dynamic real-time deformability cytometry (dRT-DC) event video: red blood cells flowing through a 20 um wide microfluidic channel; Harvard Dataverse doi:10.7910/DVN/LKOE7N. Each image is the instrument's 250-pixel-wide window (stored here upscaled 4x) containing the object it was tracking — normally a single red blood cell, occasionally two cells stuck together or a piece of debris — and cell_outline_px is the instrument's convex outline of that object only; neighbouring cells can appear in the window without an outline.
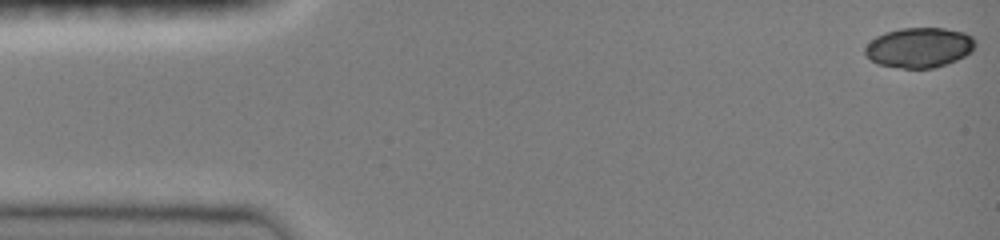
{"species": "common noctule bat (a hibernating species)", "species_latin": "Nyctalus noctula", "temperature_condition": "room temperature", "stored_images_in_passage": 45, "camera_frame_rate_fps": 3000, "um_per_image_px": 0.085, "animal": {"sex": "female", "body_mass_g": 19.0, "forearm_length_mm": 51.5}, "frame": {"image": 1, "passage_image": 1, "time_ms": 0.0, "image_size_px": [1000, 240], "cell_outline_px": [[976, 44], [972, 52], [956, 60], [932, 68], [900, 68], [876, 64], [864, 52], [864, 48], [876, 36], [884, 32], [900, 28], [944, 28], [964, 32], [972, 36], [976, 40]], "centroid_in_image_um": [78.15, 4.03], "position_along_channel_um": 6.9, "area_um2": 25.78}}
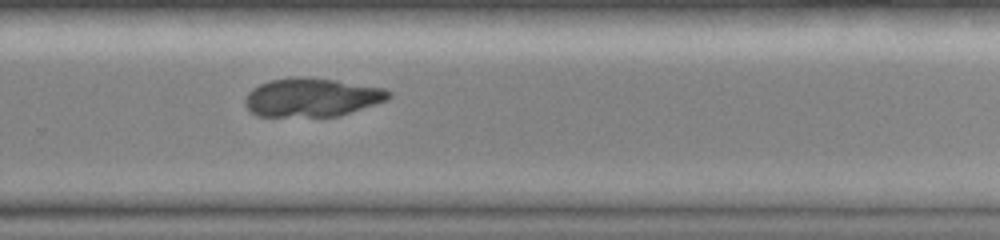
{"frame": {"image": 2, "passage_image": 32, "time_ms": 10.333, "image_size_px": [1000, 240], "cell_outline_px": [[392, 96], [388, 100], [340, 116], [256, 116], [248, 108], [244, 100], [248, 92], [252, 88], [260, 84], [272, 80], [288, 76], [308, 76], [336, 80], [384, 88], [392, 92]], "centroid_in_image_um": [26.53, 8.26], "position_along_channel_um": 303.3, "area_um2": 32.6}}
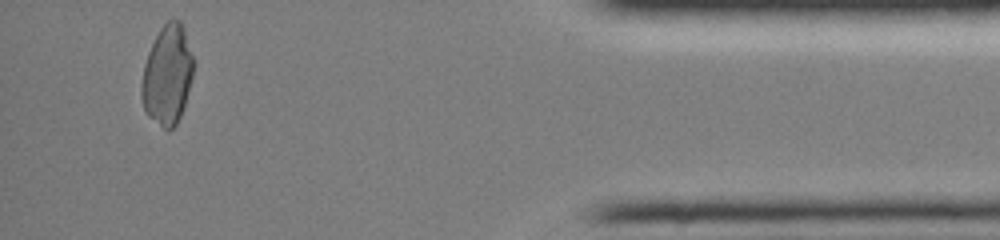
{"frame": {"image": 3, "passage_image": 44, "time_ms": 14.333, "image_size_px": [1000, 240], "cell_outline_px": [[192, 76], [184, 104], [180, 116], [176, 124], [168, 132], [148, 116], [144, 108], [140, 96], [140, 84], [144, 64], [148, 52], [160, 28], [168, 20], [180, 20], [184, 28], [192, 56]], "centroid_in_image_um": [14.19, 6.39], "position_along_channel_um": 421.0, "area_um2": 29.82}}